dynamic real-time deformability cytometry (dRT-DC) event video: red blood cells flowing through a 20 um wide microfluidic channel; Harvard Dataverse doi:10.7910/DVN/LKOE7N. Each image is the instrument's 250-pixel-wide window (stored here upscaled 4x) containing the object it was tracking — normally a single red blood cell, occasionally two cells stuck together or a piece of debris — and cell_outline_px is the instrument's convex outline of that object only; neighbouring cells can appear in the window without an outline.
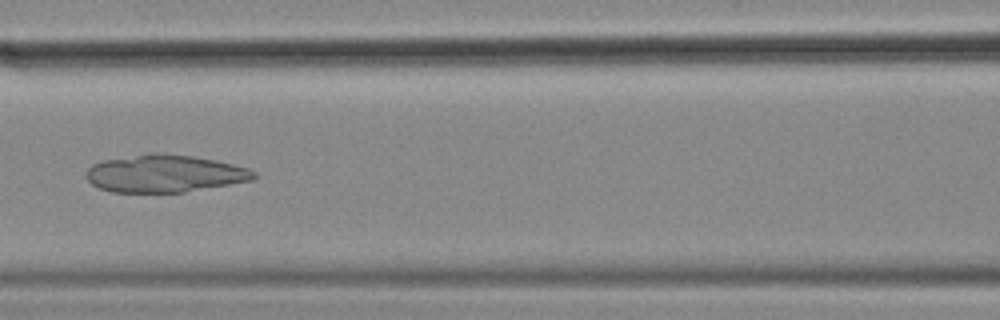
{"species": "common noctule bat (a hibernating species)", "species_latin": "Nyctalus noctula", "temperature_condition": "cold", "stored_images_in_passage": 47, "camera_frame_rate_fps": 3000, "um_per_image_px": 0.085, "animal": {"sex": "female", "body_mass_g": 18.4}, "frame": {"image": 1, "passage_image": 16, "time_ms": 5.0, "image_size_px": [1000, 320], "cell_outline_px": [[256, 176], [252, 180], [184, 192], [112, 192], [100, 188], [92, 184], [84, 176], [84, 172], [92, 164], [104, 160], [148, 152], [152, 152], [192, 156], [232, 164], [248, 168], [256, 172]], "centroid_in_image_um": [13.94, 14.75], "position_along_channel_um": 152.7, "area_um2": 36.53}}
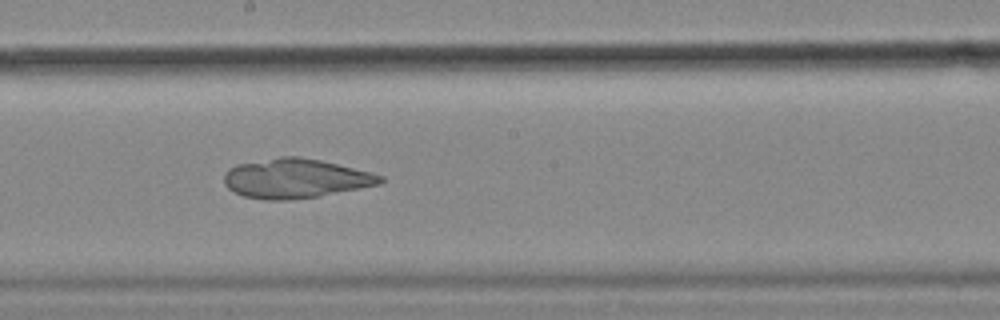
{"frame": {"image": 2, "passage_image": 22, "time_ms": 7.0, "image_size_px": [1000, 320], "cell_outline_px": [[384, 180], [380, 184], [320, 196], [288, 200], [264, 200], [244, 196], [232, 192], [224, 184], [224, 176], [228, 168], [236, 164], [280, 156], [296, 156], [320, 160], [372, 172], [384, 176]], "centroid_in_image_um": [25.1, 15.17], "position_along_channel_um": 223.1, "area_um2": 36.07}}
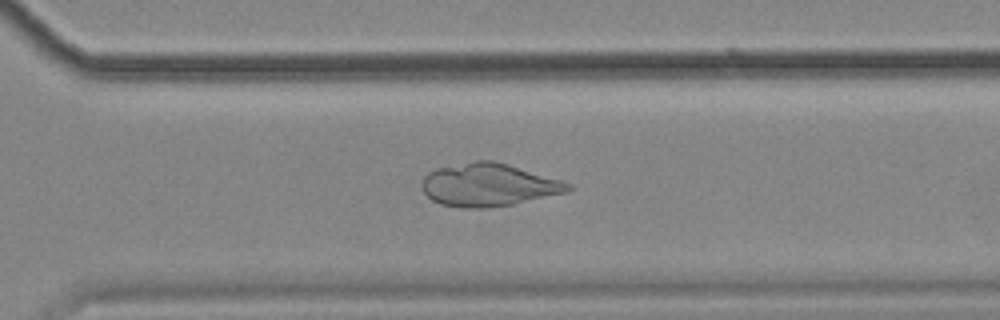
{"frame": {"image": 3, "passage_image": 31, "time_ms": 10.0, "image_size_px": [1000, 320], "cell_outline_px": [[572, 188], [568, 192], [512, 204], [484, 208], [460, 208], [440, 204], [432, 200], [424, 192], [420, 184], [424, 176], [428, 172], [436, 168], [476, 160], [492, 160], [508, 164], [560, 180], [572, 184]], "centroid_in_image_um": [41.49, 15.71], "position_along_channel_um": 329.1, "area_um2": 36.47}}